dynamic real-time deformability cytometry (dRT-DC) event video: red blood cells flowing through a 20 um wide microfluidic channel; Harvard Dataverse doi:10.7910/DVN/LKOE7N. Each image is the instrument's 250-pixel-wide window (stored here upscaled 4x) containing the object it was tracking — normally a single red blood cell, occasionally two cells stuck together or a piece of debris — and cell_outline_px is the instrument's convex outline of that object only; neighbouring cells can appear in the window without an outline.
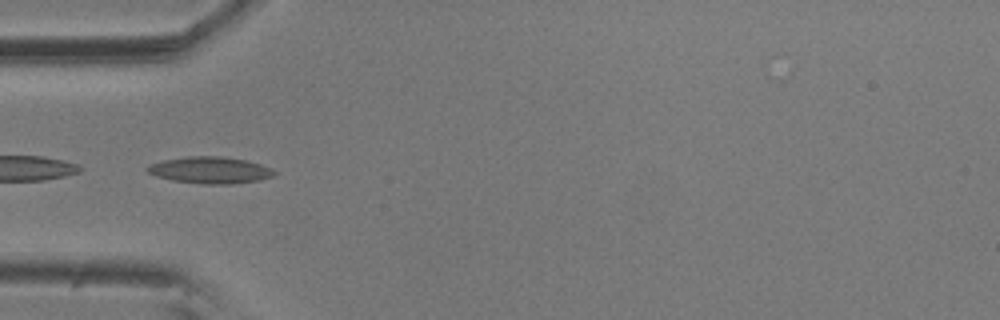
{"species": "common noctule bat (a hibernating species)", "species_latin": "Nyctalus noctula", "temperature_condition": "room temperature", "stored_images_in_passage": 9, "camera_frame_rate_fps": 3000, "um_per_image_px": 0.085, "animal": {"sex": "male", "body_mass_g": 20.5, "forearm_length_mm": 52.5}, "frame": {"image": 1, "passage_image": 4, "time_ms": 1.0, "image_size_px": [1000, 320], "cell_outline_px": [[276, 172], [272, 176], [260, 180], [228, 184], [204, 184], [172, 180], [156, 176], [148, 172], [144, 168], [148, 164], [164, 160], [184, 156], [224, 156], [244, 160], [260, 164]], "centroid_in_image_um": [17.79, 14.45], "position_along_channel_um": 67.2, "area_um2": 19.65}}
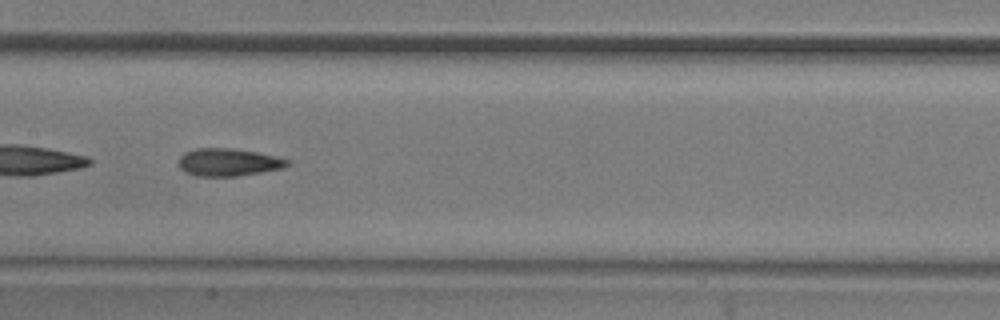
{"frame": {"image": 2, "passage_image": 7, "time_ms": 2.0, "image_size_px": [1000, 320], "cell_outline_px": [[288, 164], [284, 168], [236, 176], [196, 176], [184, 172], [180, 168], [180, 156], [184, 152], [196, 148], [232, 148], [256, 152], [288, 160]], "centroid_in_image_um": [19.36, 13.79], "position_along_channel_um": 188.0, "area_um2": 17.28}}
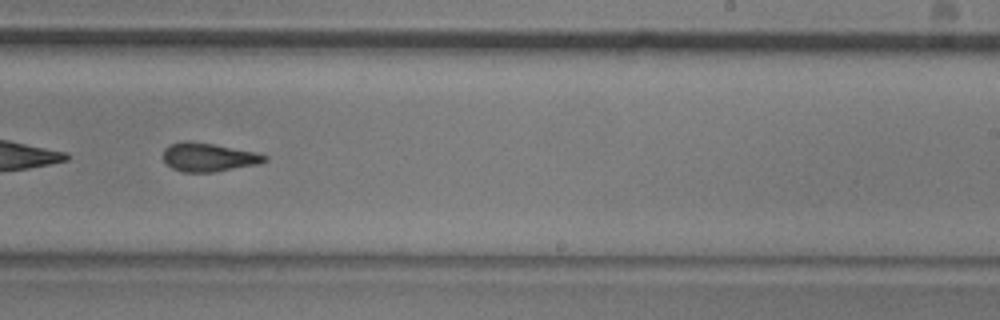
{"frame": {"image": 3, "passage_image": 9, "time_ms": 2.667, "image_size_px": [1000, 320], "cell_outline_px": [[268, 160], [260, 164], [212, 172], [184, 172], [172, 168], [160, 156], [164, 148], [168, 144], [184, 140], [188, 140], [212, 144], [252, 152], [268, 156]], "centroid_in_image_um": [17.66, 13.36], "position_along_channel_um": 271.3, "area_um2": 16.94}}